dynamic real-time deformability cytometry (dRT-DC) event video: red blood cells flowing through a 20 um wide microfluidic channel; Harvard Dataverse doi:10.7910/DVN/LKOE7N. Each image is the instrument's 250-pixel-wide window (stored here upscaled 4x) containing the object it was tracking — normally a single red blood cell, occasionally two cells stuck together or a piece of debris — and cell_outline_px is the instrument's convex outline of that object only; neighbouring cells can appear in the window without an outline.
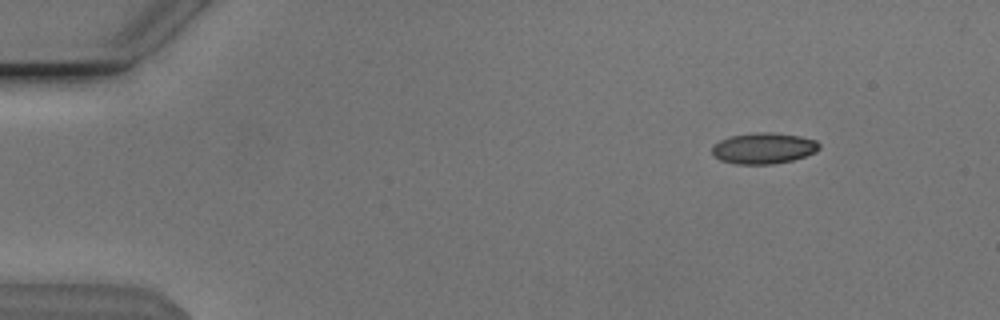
{"species": "Egyptian fruit bat (a non-hibernating species)", "species_latin": "Rousettus aegyptiacus", "temperature_condition": "cold", "stored_images_in_passage": 11, "camera_frame_rate_fps": 3000, "um_per_image_px": 0.085, "animal": {"sex": "male"}, "frame": {"image": 1, "passage_image": 1, "time_ms": 0.0, "image_size_px": [1000, 320], "cell_outline_px": [[820, 148], [816, 152], [792, 160], [772, 164], [736, 164], [720, 160], [712, 156], [712, 148], [720, 140], [732, 136], [756, 132], [772, 132], [800, 136], [816, 140], [820, 144]], "centroid_in_image_um": [64.91, 12.6], "position_along_channel_um": 20.1, "area_um2": 19.36}}